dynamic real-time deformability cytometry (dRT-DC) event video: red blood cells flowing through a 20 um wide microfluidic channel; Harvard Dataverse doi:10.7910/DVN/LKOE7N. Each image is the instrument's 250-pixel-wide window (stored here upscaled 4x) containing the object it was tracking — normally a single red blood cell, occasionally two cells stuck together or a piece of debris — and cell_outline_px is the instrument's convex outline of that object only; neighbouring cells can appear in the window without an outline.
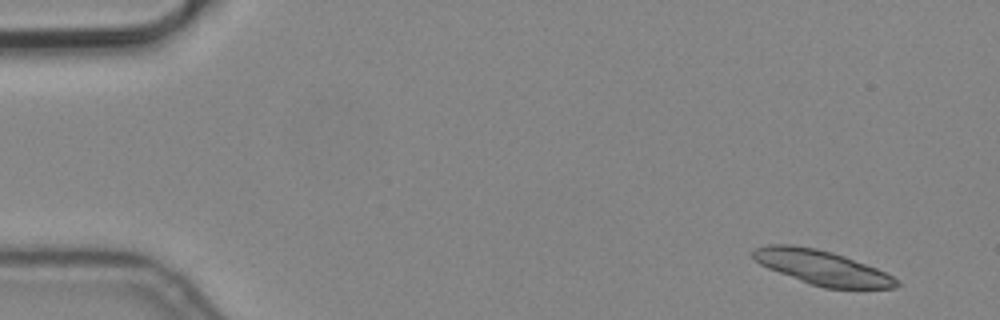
{"species": "common noctule bat (a hibernating species)", "species_latin": "Nyctalus noctula", "temperature_condition": "cold", "stored_images_in_passage": 6, "camera_frame_rate_fps": 3000, "um_per_image_px": 0.085, "animal": {"sex": "male", "body_mass_g": 19.2, "forearm_length_mm": 51.8}, "frame": {"image": 1, "passage_image": 1, "time_ms": 0.0, "image_size_px": [1000, 320], "cell_outline_px": [[900, 284], [896, 288], [824, 288], [812, 284], [768, 268], [760, 264], [752, 256], [752, 252], [756, 248], [768, 244], [792, 244], [816, 248], [832, 252], [844, 256], [876, 268], [900, 280]], "centroid_in_image_um": [69.88, 22.73], "position_along_channel_um": 15.1, "area_um2": 28.5}}